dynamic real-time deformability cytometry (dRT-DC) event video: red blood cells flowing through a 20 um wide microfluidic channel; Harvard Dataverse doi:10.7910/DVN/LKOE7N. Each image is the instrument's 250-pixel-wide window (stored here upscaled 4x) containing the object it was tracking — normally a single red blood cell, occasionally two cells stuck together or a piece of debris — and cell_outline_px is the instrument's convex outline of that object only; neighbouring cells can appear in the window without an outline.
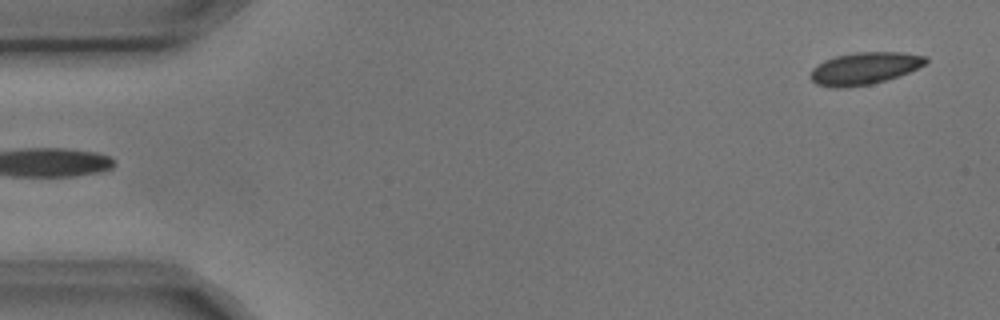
{"species": "common noctule bat (a hibernating species)", "species_latin": "Nyctalus noctula", "temperature_condition": "cold", "stored_images_in_passage": 4, "segment_of_instrument_passage": [2, 2], "camera_frame_rate_fps": 3000, "um_per_image_px": 0.085, "animal": {"sex": "male", "body_mass_g": 17.9, "forearm_length_mm": 54.2}, "frame": {"image": 1, "passage_image": 4, "time_ms": 1.0, "image_size_px": [1000, 320], "cell_outline_px": [[928, 60], [924, 64], [900, 76], [872, 84], [844, 88], [836, 88], [816, 84], [808, 76], [812, 68], [824, 60], [836, 56], [856, 52], [900, 52], [928, 56]], "centroid_in_image_um": [73.45, 5.81], "position_along_channel_um": 11.5, "area_um2": 21.73}}